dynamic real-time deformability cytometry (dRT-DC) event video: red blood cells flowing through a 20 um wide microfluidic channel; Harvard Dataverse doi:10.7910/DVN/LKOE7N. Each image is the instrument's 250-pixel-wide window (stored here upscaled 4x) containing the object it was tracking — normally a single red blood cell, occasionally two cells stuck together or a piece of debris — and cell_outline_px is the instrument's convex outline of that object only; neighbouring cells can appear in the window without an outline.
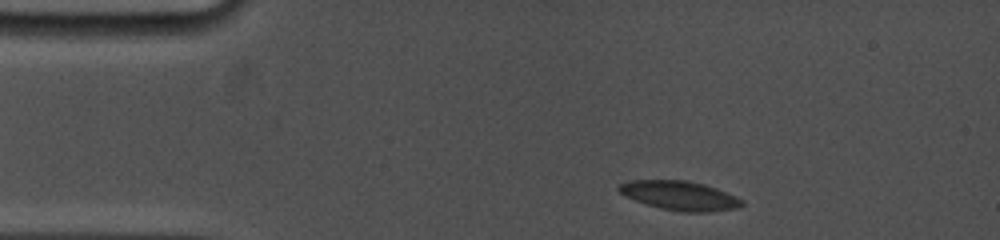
{"species": "common noctule bat (a hibernating species)", "species_latin": "Nyctalus noctula", "temperature_condition": "cold", "stored_images_in_passage": 62, "camera_frame_rate_fps": 5000, "um_per_image_px": 0.085, "animal": {"sex": "female", "body_mass_g": 19.0, "forearm_length_mm": 53.3}, "frame": {"image": 1, "passage_image": 1, "time_ms": 0.0, "image_size_px": [1000, 240], "cell_outline_px": [[744, 204], [740, 208], [708, 212], [680, 212], [660, 208], [636, 200], [620, 192], [616, 188], [620, 184], [628, 180], [688, 180], [704, 184], [716, 188], [736, 196], [744, 200]], "centroid_in_image_um": [57.83, 16.62], "position_along_channel_um": 27.2, "area_um2": 20.98}}
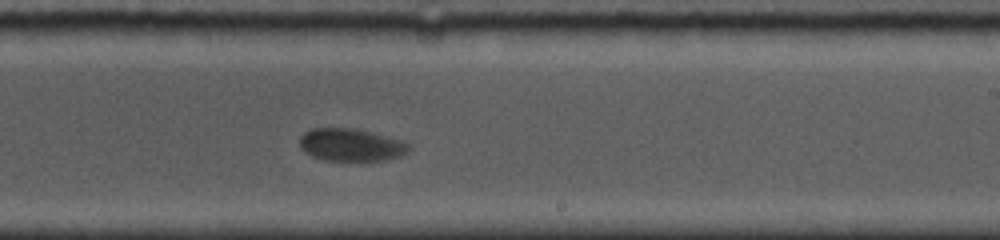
{"frame": {"image": 2, "passage_image": 35, "time_ms": 7.8, "image_size_px": [1000, 240], "cell_outline_px": [[412, 148], [408, 152], [400, 156], [388, 160], [360, 164], [324, 160], [312, 156], [304, 152], [300, 148], [300, 136], [304, 132], [312, 128], [352, 128], [372, 132], [404, 140]], "centroid_in_image_um": [29.88, 12.37], "position_along_channel_um": 259.1, "area_um2": 21.85}}
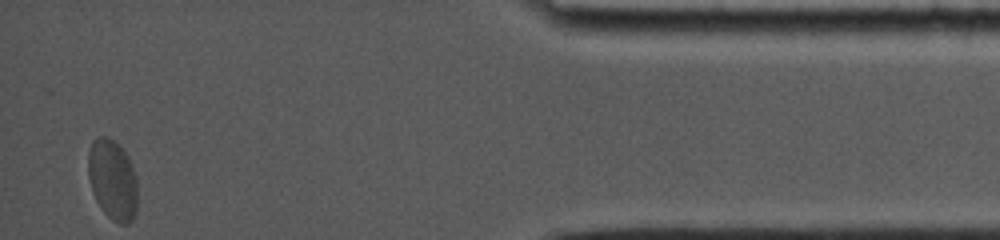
{"frame": {"image": 3, "passage_image": 62, "time_ms": 13.6, "image_size_px": [1000, 240], "cell_outline_px": [[136, 212], [132, 220], [128, 224], [120, 224], [112, 220], [104, 212], [96, 200], [92, 192], [88, 176], [88, 152], [92, 140], [96, 136], [104, 136], [112, 140], [128, 156], [132, 164], [136, 176]], "centroid_in_image_um": [9.55, 15.28], "position_along_channel_um": 425.6, "area_um2": 23.12}, "authors_computed_cell_mechanics": {"area_um2": 21.5883, "velocity_mm_per_s": 3.671, "shape_relaxation_time_tau1_ms": 1.8963, "shape_relaxation_time_tau2_ms": null, "deformation_change_tau1": 0.0779, "deformation_change_tau2": null}}